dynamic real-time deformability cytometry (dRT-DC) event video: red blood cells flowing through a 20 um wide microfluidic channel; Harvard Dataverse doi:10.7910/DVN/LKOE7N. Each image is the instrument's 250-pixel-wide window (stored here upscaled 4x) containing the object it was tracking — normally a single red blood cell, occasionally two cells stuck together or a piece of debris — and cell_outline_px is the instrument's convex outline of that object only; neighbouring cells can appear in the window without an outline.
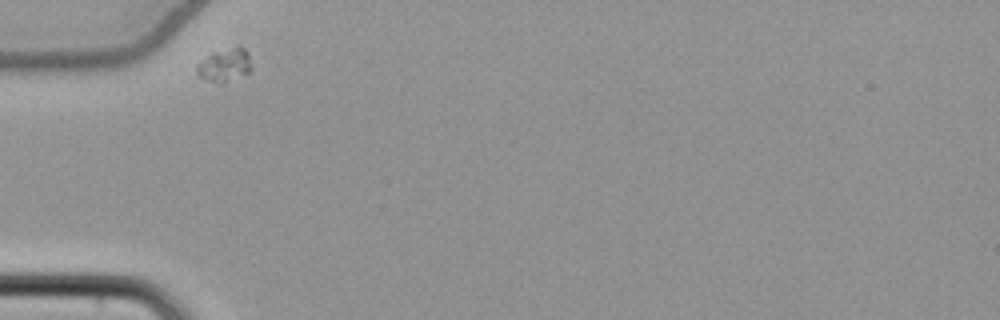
{"species": "common noctule bat (a hibernating species)", "species_latin": "Nyctalus noctula", "temperature_condition": "cold", "stored_images_in_passage": 32, "camera_frame_rate_fps": 3000, "um_per_image_px": 0.085, "animal": {"sex": "female", "body_mass_g": 22.7, "forearm_length_mm": 54.2}, "frame": {"image": 1, "passage_image": 1, "time_ms": 0.0, "image_size_px": [1000, 320], "cell_outline_px": [[252, 68], [248, 72], [220, 84], [208, 80], [200, 76], [196, 72], [196, 64], [212, 52], [236, 44], [240, 44], [248, 52]], "centroid_in_image_um": [19.11, 5.47], "position_along_channel_um": 65.9, "area_um2": 10.75}}
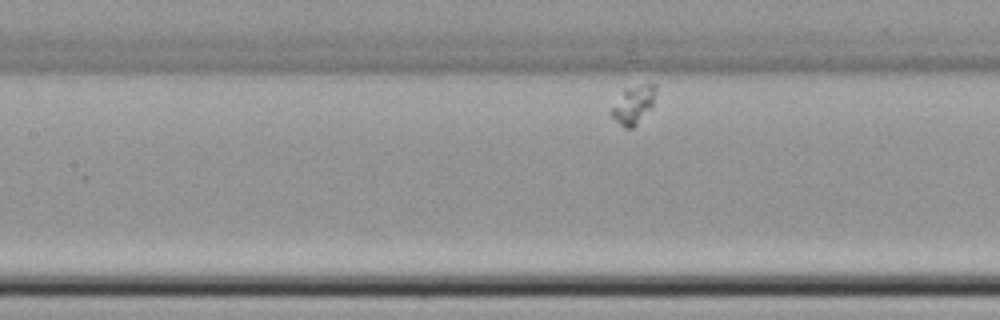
{"frame": {"image": 2, "passage_image": 10, "time_ms": 3.0, "image_size_px": [1000, 320], "cell_outline_px": [[656, 92], [652, 104], [636, 124], [632, 128], [624, 128], [608, 112], [624, 88], [648, 80], [656, 84]], "centroid_in_image_um": [53.84, 8.8], "position_along_channel_um": 153.6, "area_um2": 10.06}}